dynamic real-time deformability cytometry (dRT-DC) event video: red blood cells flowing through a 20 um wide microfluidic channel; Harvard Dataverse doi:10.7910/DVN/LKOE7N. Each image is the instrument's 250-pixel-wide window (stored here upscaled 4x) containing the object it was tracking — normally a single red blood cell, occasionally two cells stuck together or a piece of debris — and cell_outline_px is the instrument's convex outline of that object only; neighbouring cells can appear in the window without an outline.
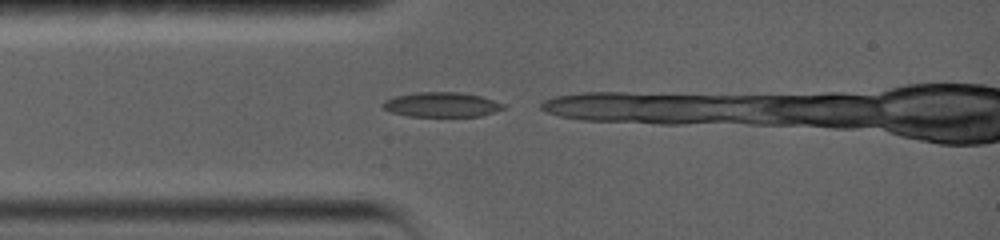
{"species": "common noctule bat (a hibernating species)", "species_latin": "Nyctalus noctula", "temperature_condition": "warm", "stored_images_in_passage": 8, "camera_frame_rate_fps": 5000, "um_per_image_px": 0.085, "animal": {"sex": "female", "body_mass_g": 19.0, "forearm_length_mm": 56.7}, "frame": {"image": 1, "passage_image": 1, "time_ms": 0.0, "image_size_px": [1000, 240], "cell_outline_px": [[504, 108], [480, 116], [408, 116], [392, 112], [384, 108], [380, 104], [384, 100], [396, 96], [416, 92], [460, 92], [480, 96], [504, 104]], "centroid_in_image_um": [37.49, 8.89], "position_along_channel_um": 47.5, "area_um2": 17.17}}
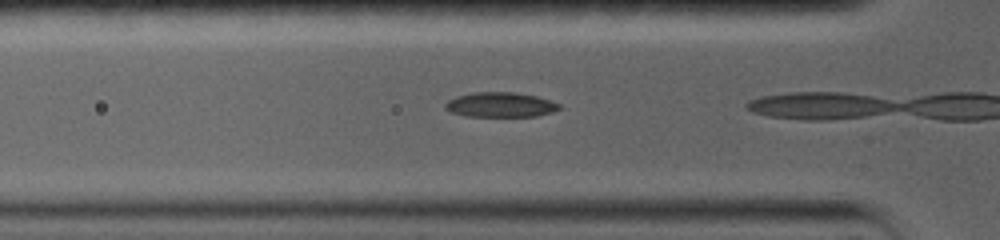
{"frame": {"image": 2, "passage_image": 7, "time_ms": 1.0, "image_size_px": [1000, 240], "cell_outline_px": [[560, 108], [552, 112], [536, 116], [464, 116], [452, 112], [444, 108], [444, 104], [448, 100], [456, 96], [472, 92], [516, 92], [536, 96], [560, 104]], "centroid_in_image_um": [42.5, 8.9], "position_along_channel_um": 83.3, "area_um2": 16.47}}